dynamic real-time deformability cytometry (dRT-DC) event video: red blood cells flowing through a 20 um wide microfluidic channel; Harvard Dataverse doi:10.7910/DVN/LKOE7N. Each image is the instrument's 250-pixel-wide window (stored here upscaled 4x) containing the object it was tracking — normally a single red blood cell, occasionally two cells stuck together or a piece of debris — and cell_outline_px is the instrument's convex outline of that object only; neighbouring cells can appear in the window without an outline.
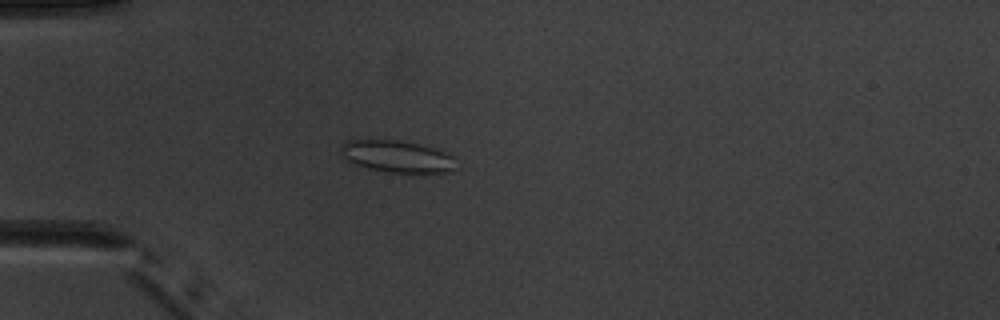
{"species": "common noctule bat (a hibernating species)", "species_latin": "Nyctalus noctula", "temperature_condition": "warm", "stored_images_in_passage": 6, "camera_frame_rate_fps": 3000, "um_per_image_px": 0.085, "animal": {"sex": "male", "body_mass_g": 20.1, "forearm_length_mm": 53.5}, "frame": {"image": 1, "passage_image": 4, "time_ms": 4.333, "image_size_px": [1000, 320], "cell_outline_px": [[452, 168], [448, 172], [388, 172], [368, 168], [356, 164], [340, 156], [340, 148], [348, 140], [396, 140], [416, 144], [432, 148], [444, 152], [452, 156]], "centroid_in_image_um": [33.65, 13.29], "position_along_channel_um": 51.3, "area_um2": 20.75}}
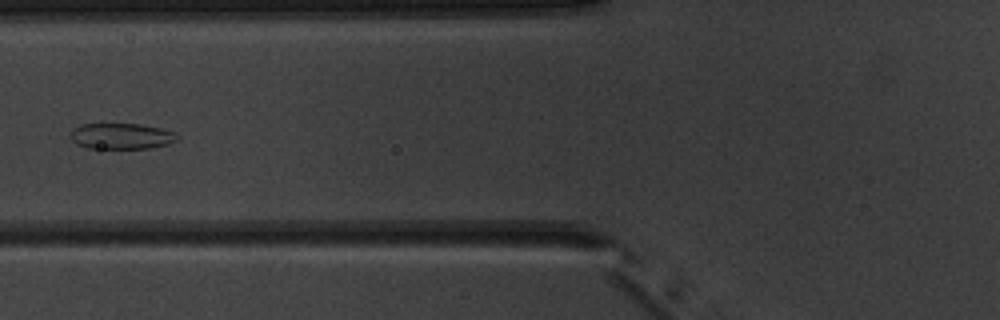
{"frame": {"image": 2, "passage_image": 6, "time_ms": 6.333, "image_size_px": [1000, 320], "cell_outline_px": [[176, 140], [168, 144], [152, 148], [88, 148], [76, 144], [68, 136], [68, 132], [72, 128], [80, 124], [140, 124], [160, 128], [172, 132], [176, 136]], "centroid_in_image_um": [10.22, 11.57], "position_along_channel_um": 115.6, "area_um2": 16.13}}